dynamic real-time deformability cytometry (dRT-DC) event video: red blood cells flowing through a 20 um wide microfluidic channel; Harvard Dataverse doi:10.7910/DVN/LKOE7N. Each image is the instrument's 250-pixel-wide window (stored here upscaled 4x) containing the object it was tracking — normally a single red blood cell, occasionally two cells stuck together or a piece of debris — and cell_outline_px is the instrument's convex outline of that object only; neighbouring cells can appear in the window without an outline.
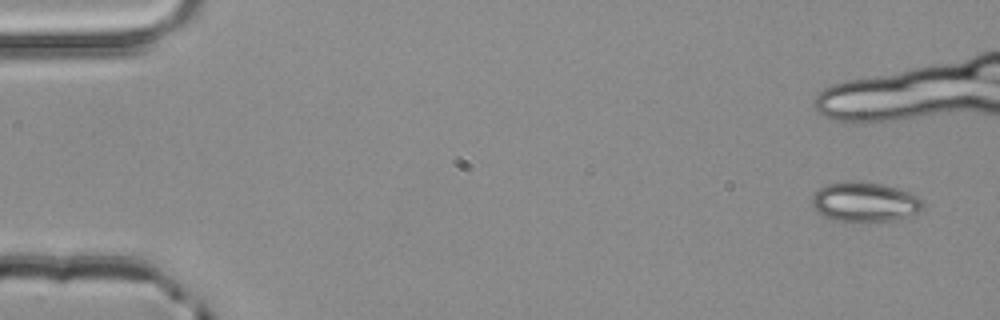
{"species": "common noctule bat (a hibernating species)", "species_latin": "Nyctalus noctula", "temperature_condition": "room temperature", "stored_images_in_passage": 5, "camera_frame_rate_fps": 3000, "um_per_image_px": 0.085, "animal": {"sex": "male", "body_mass_g": 20.4}, "frame": {"image": 1, "passage_image": 1, "time_ms": 0.0, "image_size_px": [1000, 320], "cell_outline_px": [[924, 208], [920, 212], [912, 216], [896, 220], [852, 224], [832, 220], [816, 212], [812, 204], [812, 196], [820, 188], [828, 184], [880, 184], [896, 188], [920, 196], [924, 200]], "centroid_in_image_um": [73.57, 17.27], "position_along_channel_um": 11.4, "area_um2": 25.78}}